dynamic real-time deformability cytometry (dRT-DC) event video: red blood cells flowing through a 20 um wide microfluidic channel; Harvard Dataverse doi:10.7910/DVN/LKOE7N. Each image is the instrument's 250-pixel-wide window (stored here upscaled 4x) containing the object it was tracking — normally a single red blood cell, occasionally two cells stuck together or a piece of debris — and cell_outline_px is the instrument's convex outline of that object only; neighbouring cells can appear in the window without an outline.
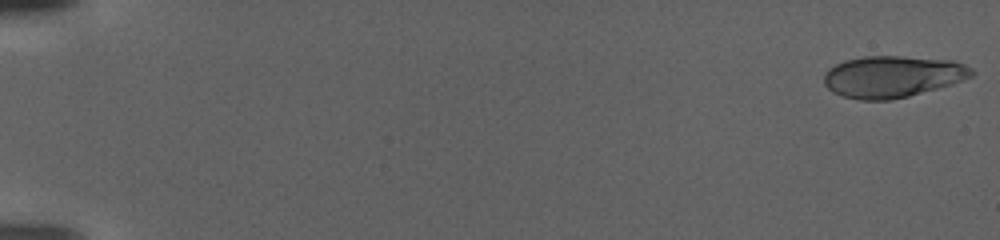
{"species": "human", "species_latin": "Homo sapiens", "temperature_condition": "warm", "stored_images_in_passage": 56, "camera_frame_rate_fps": 3000, "um_per_image_px": 0.085, "donor": {"sex": "female"}, "frame": {"image": 1, "passage_image": 1, "time_ms": 0.0, "image_size_px": [1000, 240], "cell_outline_px": [[976, 72], [972, 76], [952, 84], [908, 96], [888, 100], [860, 100], [844, 96], [832, 92], [824, 84], [824, 72], [828, 68], [844, 60], [864, 56], [900, 56], [952, 60], [964, 64], [972, 68]], "centroid_in_image_um": [75.85, 6.5], "position_along_channel_um": 9.1, "area_um2": 35.89}}
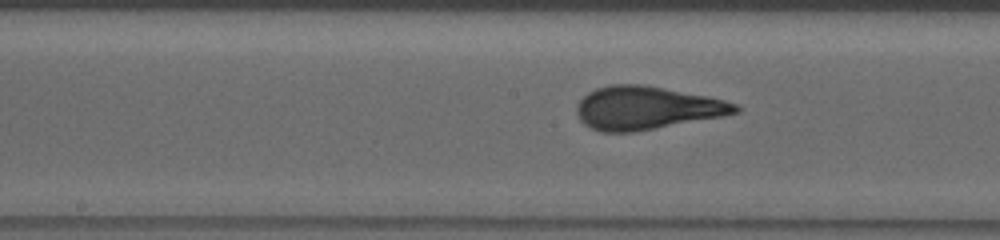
{"frame": {"image": 2, "passage_image": 32, "time_ms": 10.333, "image_size_px": [1000, 240], "cell_outline_px": [[740, 112], [720, 116], [632, 132], [600, 132], [584, 124], [580, 120], [576, 112], [576, 108], [580, 100], [588, 92], [596, 88], [608, 84], [644, 84], [708, 96], [724, 100], [736, 104], [740, 108]], "centroid_in_image_um": [54.92, 9.16], "position_along_channel_um": 193.3, "area_um2": 39.59}}
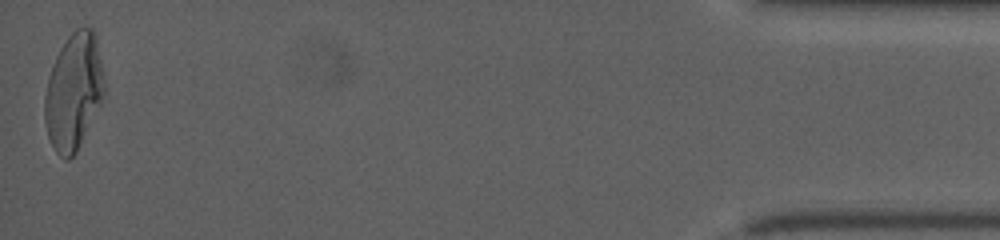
{"frame": {"image": 3, "passage_image": 56, "time_ms": 18.333, "image_size_px": [1000, 240], "cell_outline_px": [[104, 96], [76, 152], [68, 160], [64, 160], [56, 152], [48, 136], [44, 120], [44, 96], [52, 64], [60, 48], [68, 36], [76, 28], [92, 28], [96, 40], [104, 80]], "centroid_in_image_um": [6.23, 7.8], "position_along_channel_um": 429.0, "area_um2": 39.94}}